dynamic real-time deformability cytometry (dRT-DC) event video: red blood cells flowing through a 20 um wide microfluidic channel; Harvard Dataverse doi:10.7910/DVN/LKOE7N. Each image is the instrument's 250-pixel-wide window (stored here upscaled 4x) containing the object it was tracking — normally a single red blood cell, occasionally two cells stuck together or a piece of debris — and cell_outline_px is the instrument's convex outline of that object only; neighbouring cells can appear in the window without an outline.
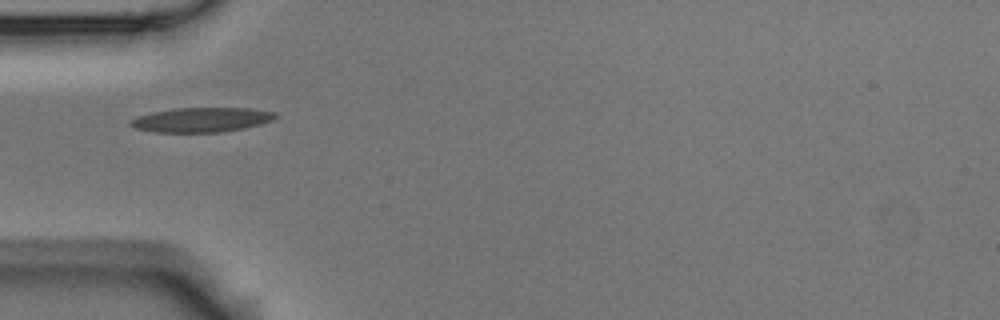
{"species": "Egyptian fruit bat (a non-hibernating species)", "species_latin": "Rousettus aegyptiacus", "temperature_condition": "room temperature", "stored_images_in_passage": 14, "camera_frame_rate_fps": 3000, "um_per_image_px": 0.085, "animal": {"sex": "male"}, "frame": {"image": 1, "passage_image": 5, "time_ms": 1.333, "image_size_px": [1000, 320], "cell_outline_px": [[280, 116], [272, 120], [260, 124], [244, 128], [220, 132], [156, 132], [136, 128], [128, 124], [128, 120], [136, 116], [152, 112], [176, 108], [248, 108], [276, 112]], "centroid_in_image_um": [17.12, 10.17], "position_along_channel_um": 67.9, "area_um2": 20.81}}
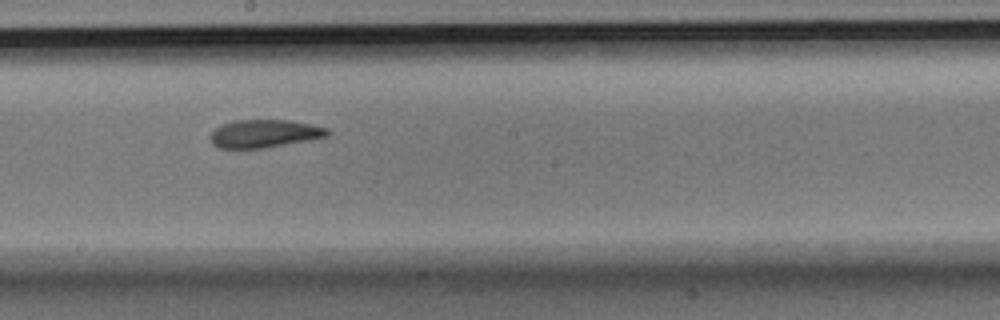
{"frame": {"image": 2, "passage_image": 9, "time_ms": 2.667, "image_size_px": [1000, 320], "cell_outline_px": [[332, 132], [328, 136], [308, 140], [264, 148], [216, 148], [212, 144], [208, 136], [220, 124], [236, 120], [288, 120], [328, 128]], "centroid_in_image_um": [22.43, 11.36], "position_along_channel_um": 225.8, "area_um2": 19.13}}
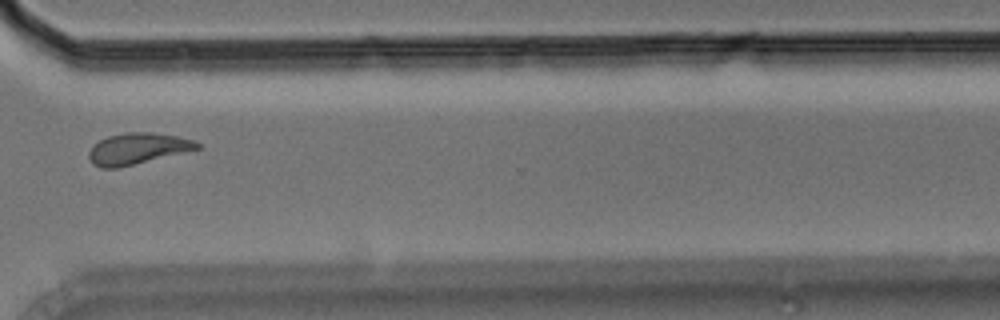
{"frame": {"image": 3, "passage_image": 12, "time_ms": 3.667, "image_size_px": [1000, 320], "cell_outline_px": [[200, 148], [116, 168], [100, 168], [92, 164], [88, 156], [88, 152], [92, 144], [108, 136], [128, 132], [152, 132], [176, 136], [196, 140], [200, 144]], "centroid_in_image_um": [11.64, 12.62], "position_along_channel_um": 359.0, "area_um2": 19.54}}